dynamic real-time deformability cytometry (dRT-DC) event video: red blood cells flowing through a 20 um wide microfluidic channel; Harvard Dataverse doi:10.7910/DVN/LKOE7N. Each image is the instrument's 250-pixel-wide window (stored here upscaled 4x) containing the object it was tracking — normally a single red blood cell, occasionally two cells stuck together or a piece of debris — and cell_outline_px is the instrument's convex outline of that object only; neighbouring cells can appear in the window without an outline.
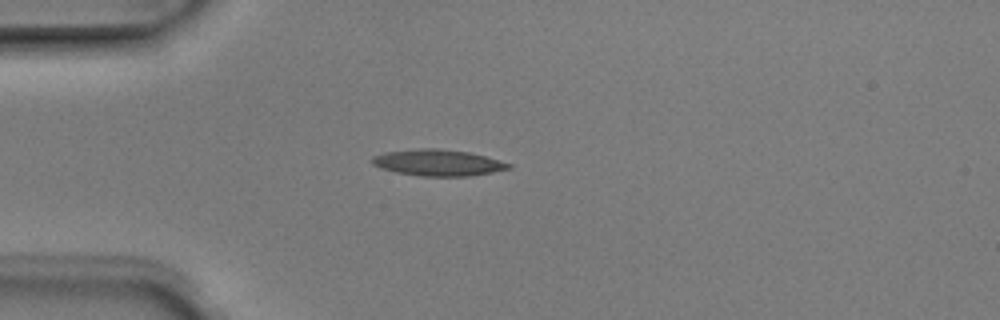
{"species": "Egyptian fruit bat (a non-hibernating species)", "species_latin": "Rousettus aegyptiacus", "temperature_condition": "room temperature", "stored_images_in_passage": 4, "camera_frame_rate_fps": 3000, "um_per_image_px": 0.085, "animal": {"sex": "male"}, "frame": {"image": 1, "passage_image": 4, "time_ms": 1.0, "image_size_px": [1000, 320], "cell_outline_px": [[512, 168], [492, 172], [468, 176], [420, 176], [396, 172], [380, 168], [372, 164], [372, 156], [384, 152], [420, 148], [440, 148], [468, 152], [484, 156], [512, 164]], "centroid_in_image_um": [37.2, 13.82], "position_along_channel_um": 47.8, "area_um2": 20.92}}